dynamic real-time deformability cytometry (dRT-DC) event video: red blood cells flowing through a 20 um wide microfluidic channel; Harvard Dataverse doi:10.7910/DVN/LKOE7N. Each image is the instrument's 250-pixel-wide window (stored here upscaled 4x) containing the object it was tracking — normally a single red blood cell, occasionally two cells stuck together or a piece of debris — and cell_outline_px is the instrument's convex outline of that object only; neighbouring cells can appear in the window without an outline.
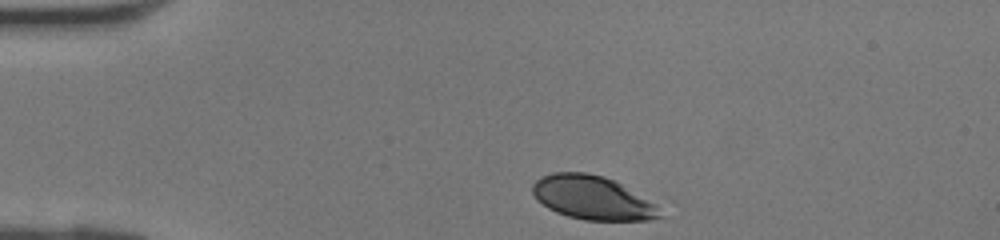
{"species": "human", "species_latin": "Homo sapiens", "temperature_condition": "room temperature", "stored_images_in_passage": 27, "camera_frame_rate_fps": 3000, "um_per_image_px": 0.085, "donor": {"sex": "female"}, "frame": {"image": 1, "passage_image": 1, "time_ms": 0.0, "image_size_px": [1000, 240], "cell_outline_px": [[664, 216], [652, 220], [584, 220], [568, 216], [556, 212], [548, 208], [536, 200], [532, 192], [532, 184], [536, 180], [552, 172], [584, 172], [604, 176], [620, 184], [656, 204]], "centroid_in_image_um": [50.34, 16.82], "position_along_channel_um": 34.7, "area_um2": 32.31}}
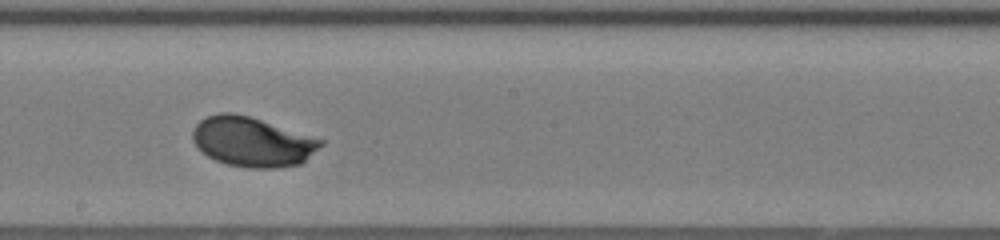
{"frame": {"image": 2, "passage_image": 16, "time_ms": 5.0, "image_size_px": [1000, 240], "cell_outline_px": [[324, 144], [300, 164], [280, 168], [248, 168], [228, 164], [216, 160], [208, 156], [192, 140], [192, 132], [196, 124], [200, 120], [208, 116], [220, 112], [232, 112], [248, 116], [324, 140]], "centroid_in_image_um": [21.44, 12.06], "position_along_channel_um": 226.8, "area_um2": 36.7}}
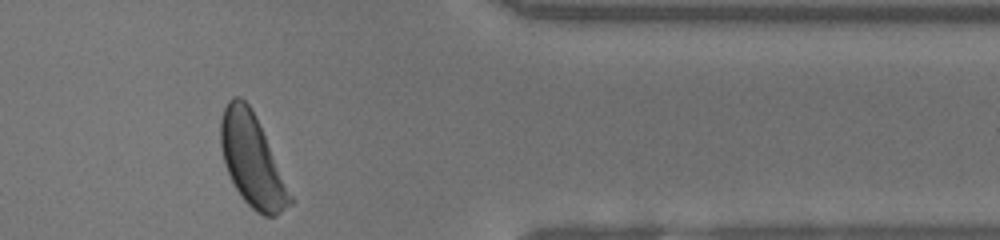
{"frame": {"image": 3, "passage_image": 27, "time_ms": 8.667, "image_size_px": [1000, 240], "cell_outline_px": [[296, 200], [292, 204], [276, 216], [264, 216], [256, 212], [240, 196], [224, 164], [220, 144], [220, 120], [224, 108], [228, 100], [232, 96], [240, 96], [252, 108], [256, 116]], "centroid_in_image_um": [21.46, 13.64], "position_along_channel_um": 389.9, "area_um2": 37.63}}